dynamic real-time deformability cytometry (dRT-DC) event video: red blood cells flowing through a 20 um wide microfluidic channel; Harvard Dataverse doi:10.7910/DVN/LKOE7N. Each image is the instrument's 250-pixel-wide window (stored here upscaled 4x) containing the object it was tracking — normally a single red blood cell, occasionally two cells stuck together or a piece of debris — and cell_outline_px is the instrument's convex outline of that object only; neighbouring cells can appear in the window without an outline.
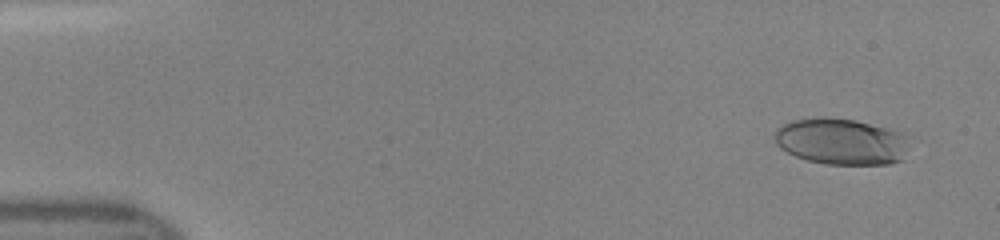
{"species": "human", "species_latin": "Homo sapiens", "temperature_condition": "room temperature", "stored_images_in_passage": 41, "camera_frame_rate_fps": 3000, "um_per_image_px": 0.085, "donor": {"sex": "female"}, "frame": {"image": 1, "passage_image": 3, "time_ms": 0.667, "image_size_px": [1000, 240], "cell_outline_px": [[908, 136], [904, 160], [888, 164], [828, 164], [808, 160], [796, 156], [780, 148], [776, 144], [776, 128], [792, 120], [816, 116], [828, 116], [856, 120], [884, 128]], "centroid_in_image_um": [71.48, 12.02], "position_along_channel_um": 13.5, "area_um2": 36.3}}
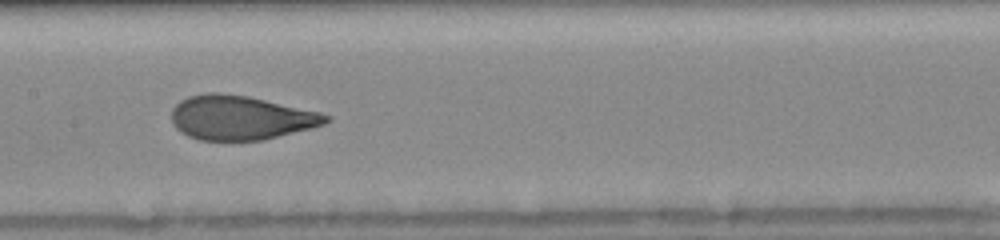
{"frame": {"image": 2, "passage_image": 24, "time_ms": 7.667, "image_size_px": [1000, 240], "cell_outline_px": [[332, 120], [324, 124], [312, 128], [264, 140], [200, 140], [188, 136], [180, 132], [172, 124], [172, 108], [180, 100], [188, 96], [208, 92], [220, 92], [248, 96], [320, 112], [332, 116]], "centroid_in_image_um": [20.45, 10.0], "position_along_channel_um": 186.9, "area_um2": 40.06}}
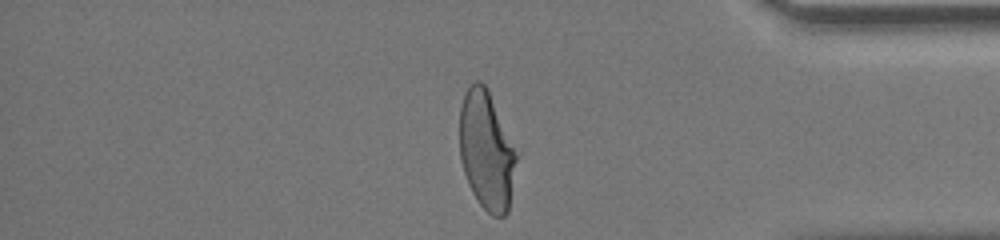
{"frame": {"image": 3, "passage_image": 40, "time_ms": 13.0, "image_size_px": [1000, 240], "cell_outline_px": [[516, 160], [508, 212], [504, 216], [492, 216], [480, 204], [472, 192], [468, 184], [460, 160], [460, 104], [468, 88], [476, 80], [480, 80], [488, 88], [516, 156]], "centroid_in_image_um": [41.31, 12.81], "position_along_channel_um": 393.9, "area_um2": 38.44}}